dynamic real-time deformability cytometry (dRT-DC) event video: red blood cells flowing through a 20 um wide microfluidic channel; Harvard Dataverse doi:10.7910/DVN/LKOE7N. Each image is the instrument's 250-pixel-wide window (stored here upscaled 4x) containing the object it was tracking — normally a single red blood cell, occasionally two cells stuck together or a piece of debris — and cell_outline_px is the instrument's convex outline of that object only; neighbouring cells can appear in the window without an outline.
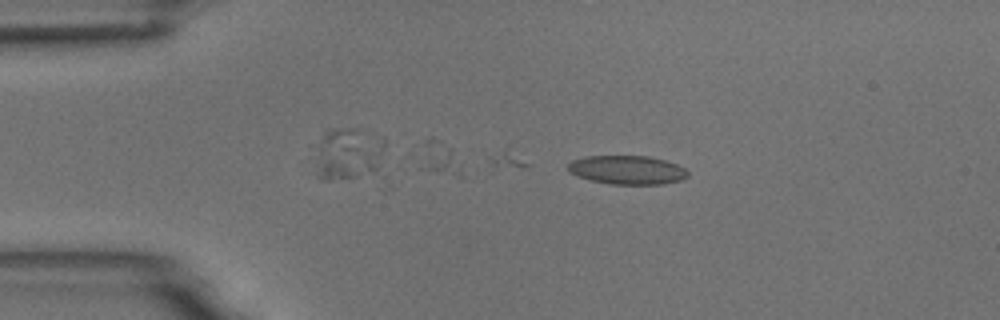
{"species": "common noctule bat (a hibernating species)", "species_latin": "Nyctalus noctula", "temperature_condition": "room temperature", "stored_images_in_passage": 2, "camera_frame_rate_fps": 3000, "um_per_image_px": 0.085, "animal": {"sex": "male", "body_mass_g": 18.8}, "frame": {"image": 1, "passage_image": 2, "time_ms": 0.333, "image_size_px": [1000, 320], "cell_outline_px": [[688, 176], [680, 180], [664, 184], [612, 184], [592, 180], [568, 172], [568, 164], [572, 160], [584, 156], [648, 156], [664, 160], [676, 164], [684, 168], [688, 172]], "centroid_in_image_um": [53.31, 14.44], "position_along_channel_um": 31.7, "area_um2": 19.94}}